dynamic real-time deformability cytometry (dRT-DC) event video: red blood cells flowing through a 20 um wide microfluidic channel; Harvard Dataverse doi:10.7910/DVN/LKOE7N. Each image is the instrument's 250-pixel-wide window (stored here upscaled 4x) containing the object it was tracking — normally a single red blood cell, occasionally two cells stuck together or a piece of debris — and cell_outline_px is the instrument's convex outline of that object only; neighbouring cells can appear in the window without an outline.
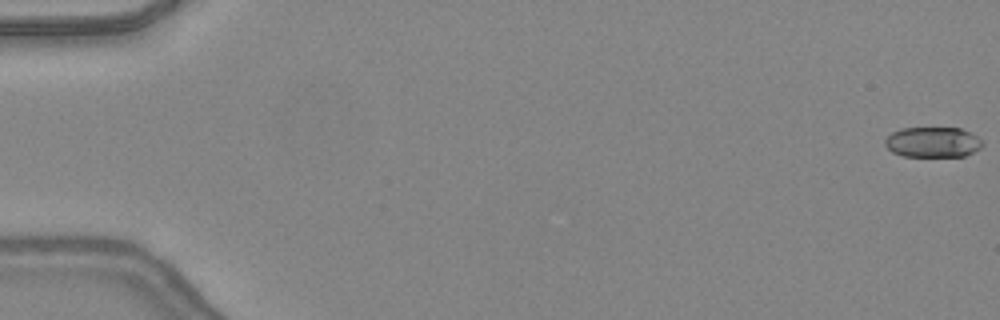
{"species": "common noctule bat (a hibernating species)", "species_latin": "Nyctalus noctula", "temperature_condition": "warm", "stored_images_in_passage": 48, "camera_frame_rate_fps": 3000, "um_per_image_px": 0.085, "animal": {"sex": "female", "body_mass_g": 24.6, "forearm_length_mm": 56.2}, "frame": {"image": 1, "passage_image": 1, "time_ms": 0.0, "image_size_px": [1000, 320], "cell_outline_px": [[984, 144], [980, 148], [964, 156], [904, 156], [892, 152], [884, 144], [884, 140], [892, 132], [900, 128], [960, 128], [976, 136]], "centroid_in_image_um": [79.25, 12.08], "position_along_channel_um": 5.7, "area_um2": 17.11}}
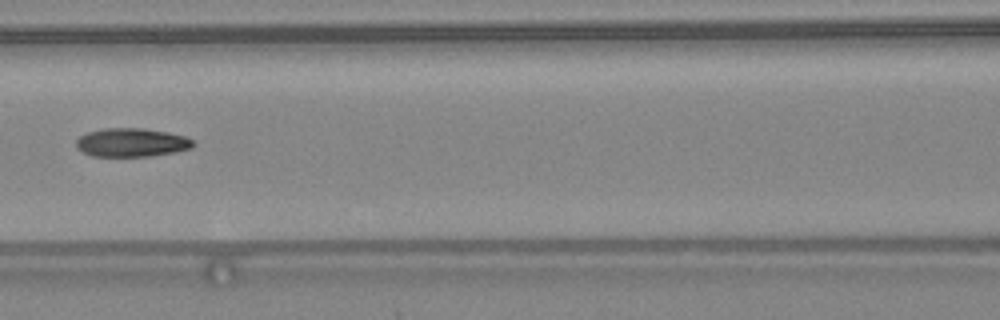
{"frame": {"image": 2, "passage_image": 23, "time_ms": 7.333, "image_size_px": [1000, 320], "cell_outline_px": [[196, 144], [192, 148], [172, 152], [148, 156], [92, 156], [76, 148], [76, 140], [80, 136], [88, 132], [104, 128], [144, 128], [168, 132], [184, 136], [192, 140]], "centroid_in_image_um": [11.18, 12.1], "position_along_channel_um": 155.4, "area_um2": 19.42}}
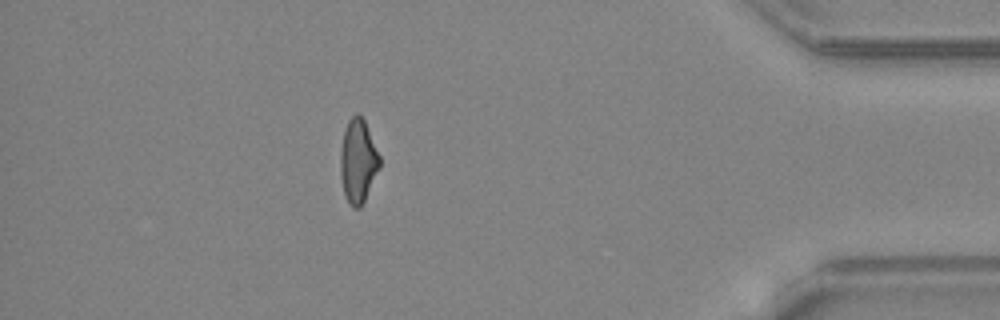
{"frame": {"image": 3, "passage_image": 43, "time_ms": 14.0, "image_size_px": [1000, 320], "cell_outline_px": [[380, 168], [360, 208], [352, 208], [344, 196], [340, 176], [340, 152], [344, 128], [348, 120], [356, 112], [364, 120], [380, 156]], "centroid_in_image_um": [30.41, 13.7], "position_along_channel_um": 404.8, "area_um2": 19.25}, "authors_computed_cell_mechanics": {"area_um2": 19.2474, "velocity_mm_per_s": 4.4062, "shape_relaxation_time_tau1_ms": null, "shape_relaxation_time_tau2_ms": 3.1019, "deformation_change_tau1": null, "deformation_change_tau2": 0.1108}}